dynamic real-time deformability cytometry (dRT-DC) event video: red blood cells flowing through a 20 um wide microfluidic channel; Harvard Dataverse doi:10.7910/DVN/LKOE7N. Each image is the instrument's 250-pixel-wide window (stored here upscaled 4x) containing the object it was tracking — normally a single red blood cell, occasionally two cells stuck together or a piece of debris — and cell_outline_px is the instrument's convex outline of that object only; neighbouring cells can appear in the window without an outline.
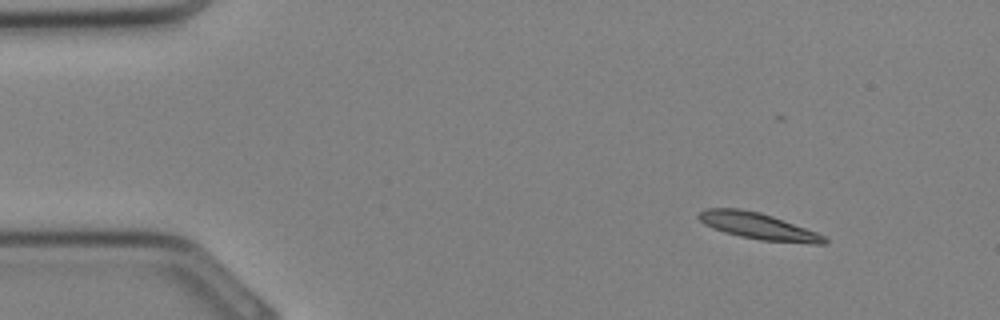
{"species": "Egyptian fruit bat (a non-hibernating species)", "species_latin": "Rousettus aegyptiacus", "temperature_condition": "cold", "stored_images_in_passage": 30, "camera_frame_rate_fps": 3000, "um_per_image_px": 0.085, "animal": {"sex": "female"}, "frame": {"image": 1, "passage_image": 1, "time_ms": 0.0, "image_size_px": [1000, 320], "cell_outline_px": [[828, 244], [812, 244], [760, 240], [740, 236], [724, 232], [712, 228], [704, 224], [696, 216], [700, 212], [708, 208], [740, 208], [760, 212], [772, 216], [816, 232], [824, 236], [828, 240]], "centroid_in_image_um": [64.44, 19.23], "position_along_channel_um": 20.6, "area_um2": 19.36}}
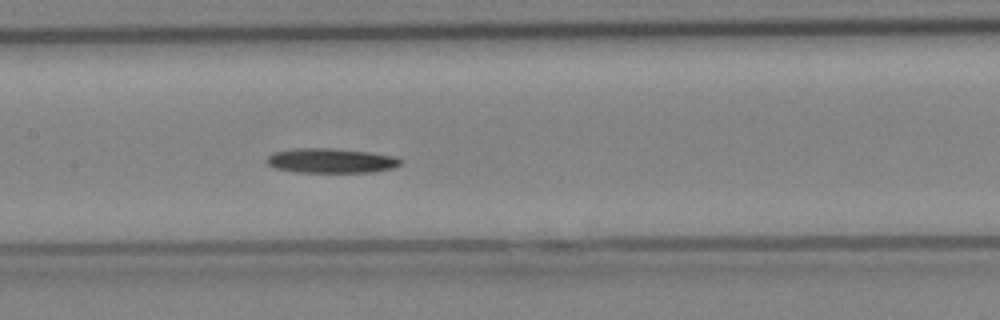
{"frame": {"image": 2, "passage_image": 13, "time_ms": 4.0, "image_size_px": [1000, 320], "cell_outline_px": [[404, 164], [392, 168], [372, 172], [296, 172], [276, 168], [268, 164], [264, 160], [272, 152], [296, 148], [332, 148], [368, 152], [396, 156], [404, 160]], "centroid_in_image_um": [28.16, 13.65], "position_along_channel_um": 179.2, "area_um2": 19.42}}
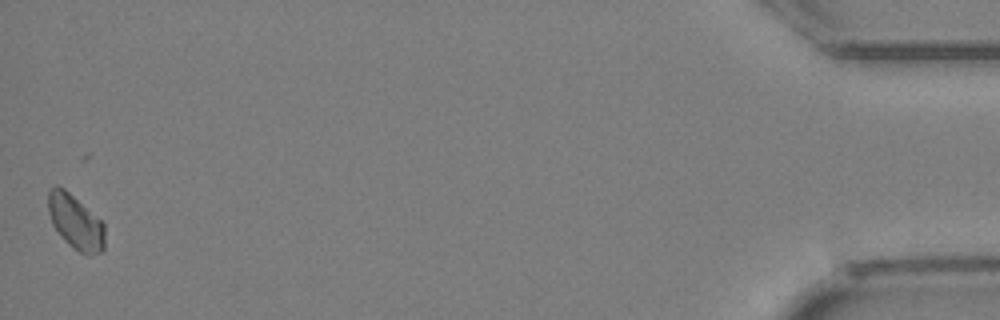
{"frame": {"image": 3, "passage_image": 30, "time_ms": 9.667, "image_size_px": [1000, 320], "cell_outline_px": [[104, 248], [100, 252], [80, 252], [68, 244], [64, 240], [52, 224], [48, 212], [48, 188], [56, 184], [64, 188], [100, 220], [104, 224]], "centroid_in_image_um": [6.37, 18.82], "position_along_channel_um": 428.8, "area_um2": 17.57}}